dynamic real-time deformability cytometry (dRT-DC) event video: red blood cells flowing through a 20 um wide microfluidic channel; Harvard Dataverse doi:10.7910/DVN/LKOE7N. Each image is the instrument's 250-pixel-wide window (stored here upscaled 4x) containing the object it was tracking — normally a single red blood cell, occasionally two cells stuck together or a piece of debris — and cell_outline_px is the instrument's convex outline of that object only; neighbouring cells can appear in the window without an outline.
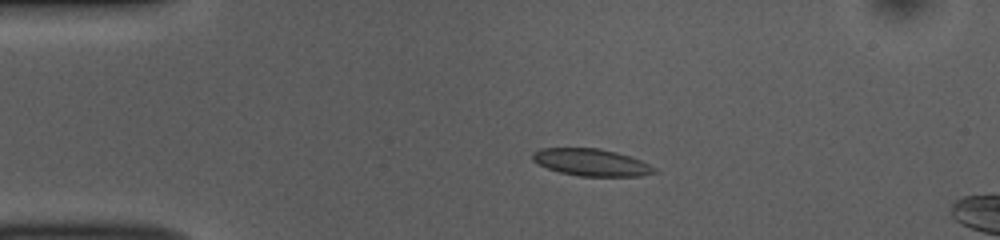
{"species": "common noctule bat (a hibernating species)", "species_latin": "Nyctalus noctula", "temperature_condition": "room temperature", "stored_images_in_passage": 14, "camera_frame_rate_fps": 3000, "um_per_image_px": 0.085, "animal": {"sex": "female", "body_mass_g": 10.0, "forearm_length_mm": 53.1}, "frame": {"image": 1, "passage_image": 10, "time_ms": 3.0, "image_size_px": [1000, 240], "cell_outline_px": [[656, 172], [640, 176], [580, 176], [560, 172], [548, 168], [532, 160], [532, 152], [540, 148], [600, 148], [632, 156], [656, 168]], "centroid_in_image_um": [50.26, 13.79], "position_along_channel_um": 34.7, "area_um2": 19.19}}